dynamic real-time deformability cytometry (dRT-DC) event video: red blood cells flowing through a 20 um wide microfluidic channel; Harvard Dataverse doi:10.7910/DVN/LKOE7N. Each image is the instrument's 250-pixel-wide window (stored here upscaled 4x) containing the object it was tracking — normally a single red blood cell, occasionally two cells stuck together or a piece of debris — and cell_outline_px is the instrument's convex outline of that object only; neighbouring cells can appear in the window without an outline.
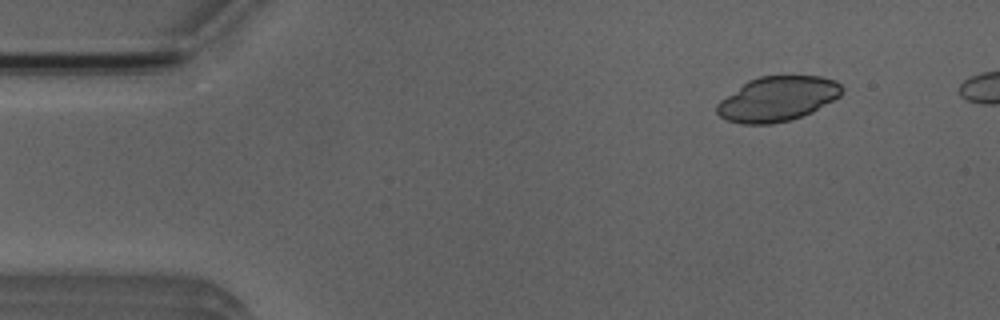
{"species": "Egyptian fruit bat (a non-hibernating species)", "species_latin": "Rousettus aegyptiacus", "temperature_condition": "room temperature", "stored_images_in_passage": 4, "camera_frame_rate_fps": 3000, "um_per_image_px": 0.085, "animal": {"sex": "male"}, "frame": {"image": 1, "passage_image": 1, "time_ms": 0.0, "image_size_px": [1000, 320], "cell_outline_px": [[844, 88], [840, 96], [812, 112], [788, 120], [772, 124], [740, 124], [728, 120], [720, 116], [716, 112], [716, 104], [720, 100], [748, 80], [760, 76], [820, 76], [836, 80]], "centroid_in_image_um": [66.08, 8.4], "position_along_channel_um": 18.9, "area_um2": 32.54}}